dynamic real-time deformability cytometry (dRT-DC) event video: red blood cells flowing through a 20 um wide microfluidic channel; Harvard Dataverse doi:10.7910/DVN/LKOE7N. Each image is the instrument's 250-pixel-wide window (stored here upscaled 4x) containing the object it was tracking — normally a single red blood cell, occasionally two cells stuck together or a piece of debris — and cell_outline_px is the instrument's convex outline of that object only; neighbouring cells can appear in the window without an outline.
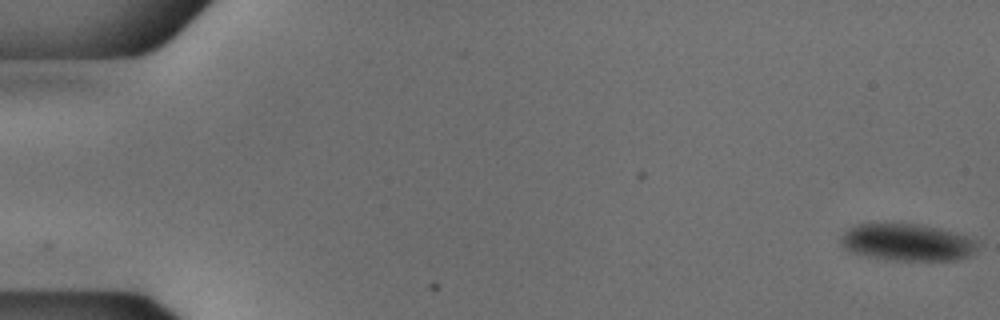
{"species": "common noctule bat (a hibernating species)", "species_latin": "Nyctalus noctula", "temperature_condition": "cold", "stored_images_in_passage": 54, "camera_frame_rate_fps": 3000, "um_per_image_px": 0.085, "animal": {"sex": "male", "body_mass_g": 18.8}, "frame": {"image": 1, "passage_image": 1, "time_ms": 0.0, "image_size_px": [1000, 320], "cell_outline_px": [[980, 244], [968, 256], [960, 260], [888, 260], [860, 256], [848, 252], [840, 244], [840, 236], [852, 224], [892, 220], [920, 224], [940, 228], [976, 240]], "centroid_in_image_um": [76.98, 20.56], "position_along_channel_um": 8.0, "area_um2": 30.87}}
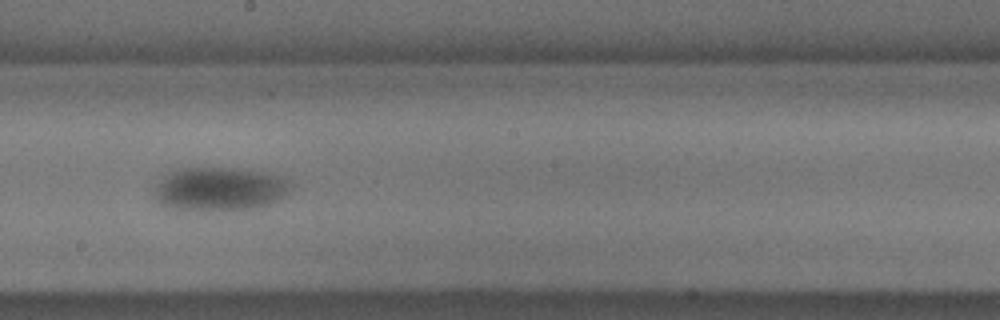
{"frame": {"image": 2, "passage_image": 31, "time_ms": 10.0, "image_size_px": [1000, 320], "cell_outline_px": [[292, 188], [288, 192], [268, 204], [252, 208], [172, 208], [160, 204], [156, 200], [152, 192], [160, 180], [168, 172], [180, 168], [232, 168], [264, 172], [284, 176], [292, 180]], "centroid_in_image_um": [18.68, 16.01], "position_along_channel_um": 229.5, "area_um2": 33.99}}
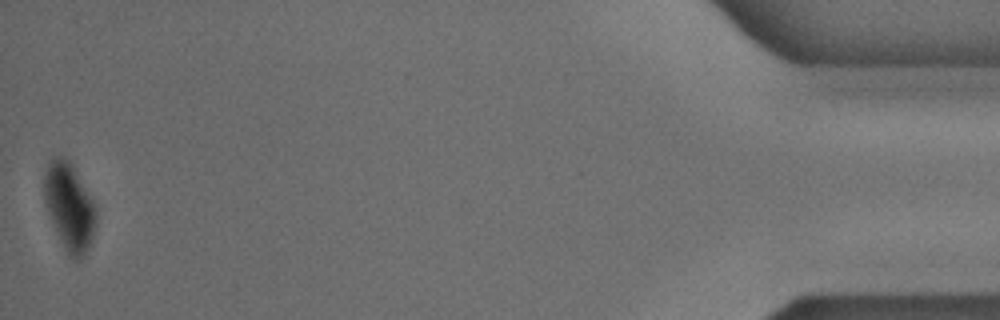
{"frame": {"image": 3, "passage_image": 54, "time_ms": 17.667, "image_size_px": [1000, 320], "cell_outline_px": [[96, 228], [88, 248], [84, 256], [80, 260], [76, 260], [68, 256], [56, 232], [44, 204], [44, 176], [48, 164], [52, 156], [60, 156], [68, 160], [72, 164], [96, 204]], "centroid_in_image_um": [5.91, 17.59], "position_along_channel_um": 429.3, "area_um2": 26.7}}